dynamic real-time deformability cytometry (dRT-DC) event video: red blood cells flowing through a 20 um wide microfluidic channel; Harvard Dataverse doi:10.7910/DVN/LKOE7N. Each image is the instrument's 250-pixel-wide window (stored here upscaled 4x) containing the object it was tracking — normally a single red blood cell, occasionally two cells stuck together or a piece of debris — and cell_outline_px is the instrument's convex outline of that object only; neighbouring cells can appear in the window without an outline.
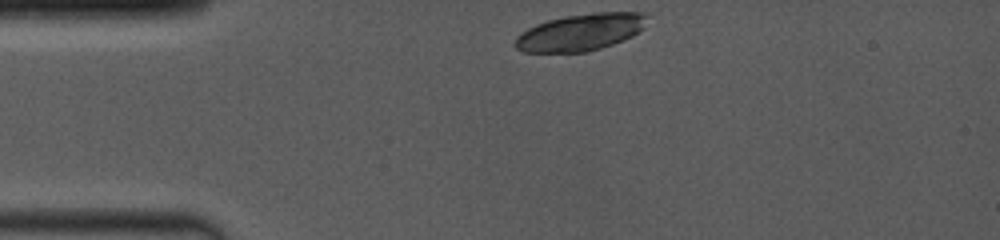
{"species": "common noctule bat (a hibernating species)", "species_latin": "Nyctalus noctula", "temperature_condition": "room temperature", "stored_images_in_passage": 3, "camera_frame_rate_fps": 4000, "um_per_image_px": 0.085, "animal": {"sex": "female", "body_mass_g": 19.0, "forearm_length_mm": 53.3}, "frame": {"image": 1, "passage_image": 1, "time_ms": 0.0, "image_size_px": [1000, 240], "cell_outline_px": [[648, 16], [644, 28], [640, 32], [632, 36], [612, 44], [600, 48], [584, 52], [524, 52], [516, 48], [512, 44], [516, 36], [528, 28], [536, 24], [548, 20], [564, 16], [596, 12], [644, 12]], "centroid_in_image_um": [49.34, 2.73], "position_along_channel_um": 35.7, "area_um2": 28.55}}